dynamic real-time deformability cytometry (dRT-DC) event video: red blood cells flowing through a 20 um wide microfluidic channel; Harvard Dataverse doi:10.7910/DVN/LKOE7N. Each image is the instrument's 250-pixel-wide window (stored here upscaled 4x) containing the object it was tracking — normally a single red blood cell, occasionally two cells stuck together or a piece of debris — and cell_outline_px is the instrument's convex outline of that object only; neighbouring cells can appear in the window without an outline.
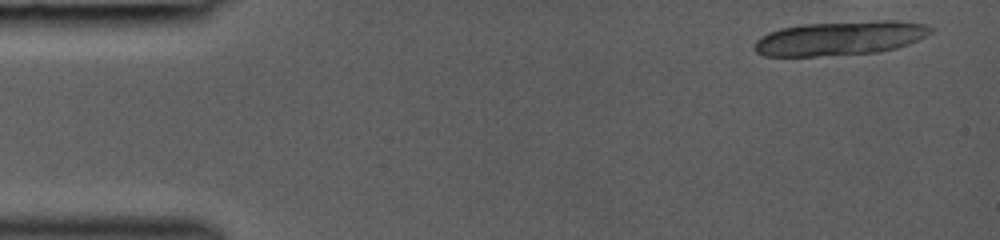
{"species": "common noctule bat (a hibernating species)", "species_latin": "Nyctalus noctula", "temperature_condition": "room temperature", "stored_images_in_passage": 4, "camera_frame_rate_fps": 3000, "um_per_image_px": 0.085, "animal": {"sex": "female", "body_mass_g": 19.0, "forearm_length_mm": 53.3}, "frame": {"image": 1, "passage_image": 1, "time_ms": 0.0, "image_size_px": [1000, 240], "cell_outline_px": [[932, 32], [908, 44], [896, 48], [876, 52], [816, 56], [764, 56], [756, 52], [752, 48], [756, 40], [760, 36], [768, 32], [780, 28], [804, 24], [876, 20], [896, 20], [924, 24], [932, 28]], "centroid_in_image_um": [71.35, 3.24], "position_along_channel_um": 13.6, "area_um2": 35.08}}